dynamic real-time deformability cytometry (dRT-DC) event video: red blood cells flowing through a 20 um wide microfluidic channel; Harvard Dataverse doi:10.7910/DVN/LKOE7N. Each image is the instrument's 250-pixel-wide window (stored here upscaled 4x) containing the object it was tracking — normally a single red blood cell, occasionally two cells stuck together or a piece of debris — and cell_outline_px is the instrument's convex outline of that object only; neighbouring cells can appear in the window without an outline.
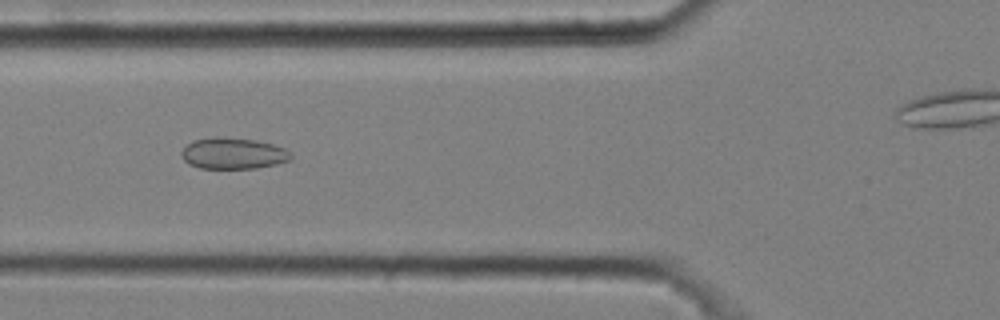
{"species": "common noctule bat (a hibernating species)", "species_latin": "Nyctalus noctula", "temperature_condition": "cold", "stored_images_in_passage": 48, "camera_frame_rate_fps": 3000, "um_per_image_px": 0.085, "animal": {"sex": "male", "body_mass_g": 20.4}, "frame": {"image": 1, "passage_image": 20, "time_ms": 6.333, "image_size_px": [1000, 320], "cell_outline_px": [[292, 156], [288, 160], [276, 164], [256, 168], [200, 168], [188, 164], [180, 156], [180, 152], [192, 140], [212, 136], [220, 136], [256, 140], [272, 144], [284, 148], [292, 152]], "centroid_in_image_um": [19.78, 13.02], "position_along_channel_um": 106.0, "area_um2": 20.11}}
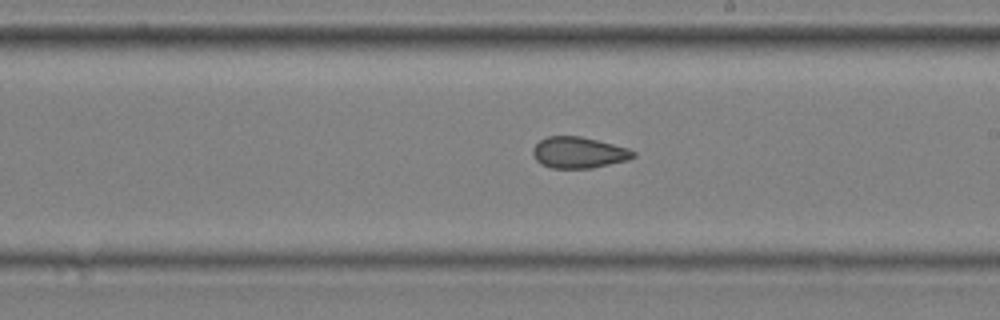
{"frame": {"image": 2, "passage_image": 31, "time_ms": 10.0, "image_size_px": [1000, 320], "cell_outline_px": [[636, 156], [628, 160], [592, 168], [552, 168], [540, 164], [536, 160], [532, 152], [532, 148], [540, 140], [548, 136], [580, 136], [628, 148], [636, 152]], "centroid_in_image_um": [49.18, 12.97], "position_along_channel_um": 239.8, "area_um2": 18.26}}
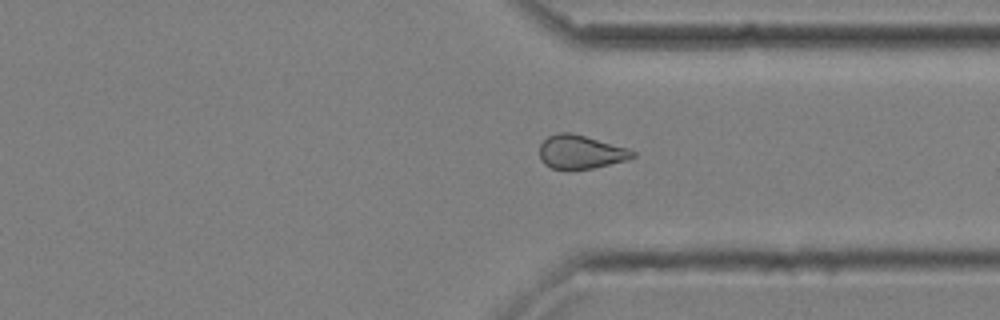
{"frame": {"image": 3, "passage_image": 41, "time_ms": 13.333, "image_size_px": [1000, 320], "cell_outline_px": [[636, 156], [628, 160], [592, 168], [568, 172], [564, 172], [552, 168], [544, 164], [540, 160], [540, 144], [548, 136], [560, 132], [572, 132], [628, 148], [636, 152]], "centroid_in_image_um": [49.34, 12.95], "position_along_channel_um": 362.1, "area_um2": 18.79}, "authors_computed_cell_mechanics": {"area_um2": 19.0451, "velocity_mm_per_s": 3.6574, "shape_relaxation_time_tau1_ms": null, "shape_relaxation_time_tau2_ms": 1.7684, "deformation_change_tau1": null, "deformation_change_tau2": 0.0731}}